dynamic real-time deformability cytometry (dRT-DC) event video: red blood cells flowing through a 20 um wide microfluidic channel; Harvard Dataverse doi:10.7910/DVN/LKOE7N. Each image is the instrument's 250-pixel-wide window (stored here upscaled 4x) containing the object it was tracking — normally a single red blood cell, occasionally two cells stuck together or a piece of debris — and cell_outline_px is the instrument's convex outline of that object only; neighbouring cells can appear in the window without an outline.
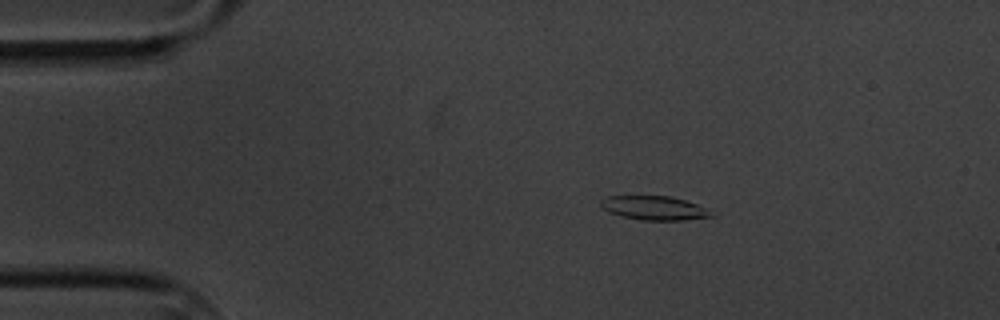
{"species": "common noctule bat (a hibernating species)", "species_latin": "Nyctalus noctula", "temperature_condition": "cold", "stored_images_in_passage": 6, "camera_frame_rate_fps": 3000, "um_per_image_px": 0.085, "animal": {"sex": "male", "body_mass_g": 20.1, "forearm_length_mm": 53.5}, "frame": {"image": 1, "passage_image": 2, "time_ms": 1.0, "image_size_px": [1000, 320], "cell_outline_px": [[716, 216], [680, 220], [640, 220], [620, 216], [608, 212], [600, 204], [600, 200], [604, 196], [668, 196], [684, 200], [696, 204], [704, 208]], "centroid_in_image_um": [55.54, 17.68], "position_along_channel_um": 29.5, "area_um2": 15.32}}
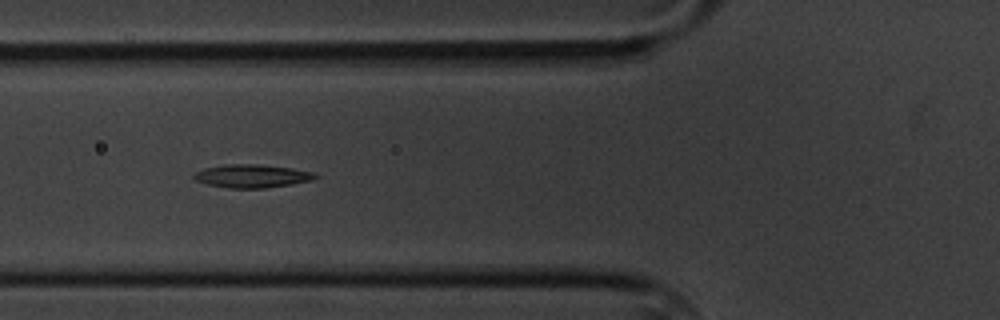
{"frame": {"image": 2, "passage_image": 5, "time_ms": 4.667, "image_size_px": [1000, 320], "cell_outline_px": [[316, 176], [312, 180], [292, 184], [264, 188], [228, 188], [208, 184], [196, 180], [192, 176], [196, 172], [204, 168], [224, 164], [256, 164], [292, 168], [312, 172]], "centroid_in_image_um": [21.38, 14.96], "position_along_channel_um": 104.4, "area_um2": 16.24}}
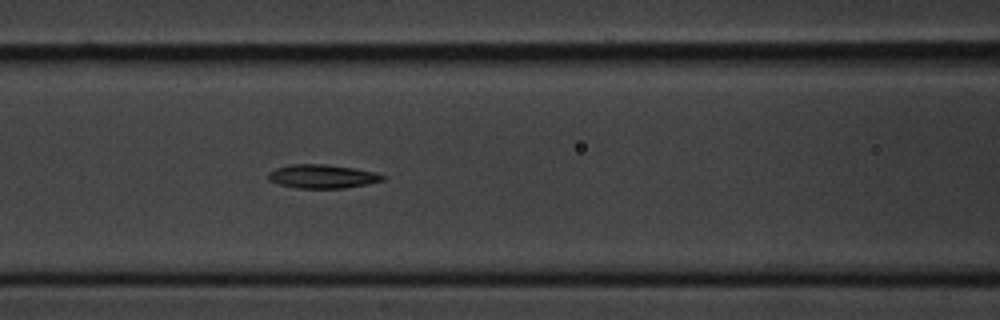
{"frame": {"image": 3, "passage_image": 6, "time_ms": 5.667, "image_size_px": [1000, 320], "cell_outline_px": [[384, 180], [368, 184], [344, 188], [296, 188], [280, 184], [268, 180], [268, 172], [276, 168], [292, 164], [324, 164], [356, 168], [376, 172], [384, 176]], "centroid_in_image_um": [27.4, 14.99], "position_along_channel_um": 139.2, "area_um2": 15.84}}